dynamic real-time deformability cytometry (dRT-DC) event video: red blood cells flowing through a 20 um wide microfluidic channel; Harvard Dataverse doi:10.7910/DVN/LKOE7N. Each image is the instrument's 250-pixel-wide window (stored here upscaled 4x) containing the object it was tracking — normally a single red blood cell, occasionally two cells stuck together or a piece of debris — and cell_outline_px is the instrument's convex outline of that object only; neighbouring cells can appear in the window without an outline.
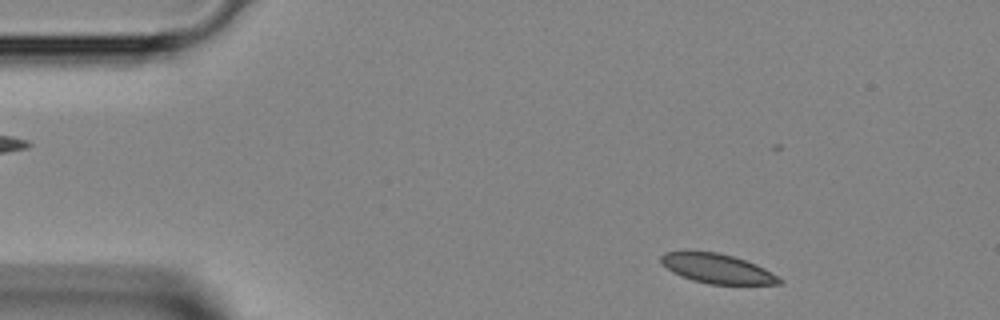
{"species": "Egyptian fruit bat (a non-hibernating species)", "species_latin": "Rousettus aegyptiacus", "temperature_condition": "room temperature", "stored_images_in_passage": 42, "camera_frame_rate_fps": 3000, "um_per_image_px": 0.085, "animal": {"sex": "female"}, "frame": {"image": 1, "passage_image": 3, "time_ms": 0.667, "image_size_px": [1000, 320], "cell_outline_px": [[784, 284], [708, 284], [692, 280], [680, 276], [672, 272], [660, 260], [660, 256], [664, 252], [716, 252], [732, 256], [756, 264], [764, 268], [784, 280]], "centroid_in_image_um": [60.99, 22.85], "position_along_channel_um": 24.0, "area_um2": 20.11}}
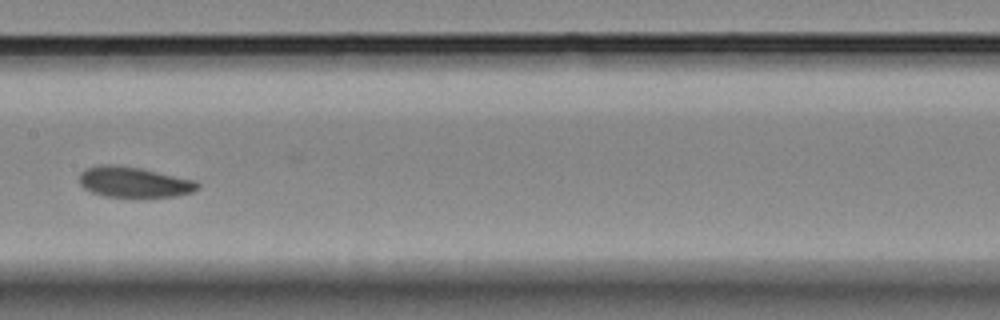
{"frame": {"image": 2, "passage_image": 19, "time_ms": 6.0, "image_size_px": [1000, 320], "cell_outline_px": [[200, 188], [192, 192], [176, 196], [140, 200], [104, 196], [92, 192], [84, 188], [80, 184], [80, 172], [84, 168], [100, 164], [120, 164], [140, 168], [196, 180], [200, 184]], "centroid_in_image_um": [11.4, 15.51], "position_along_channel_um": 196.0, "area_um2": 22.14}}
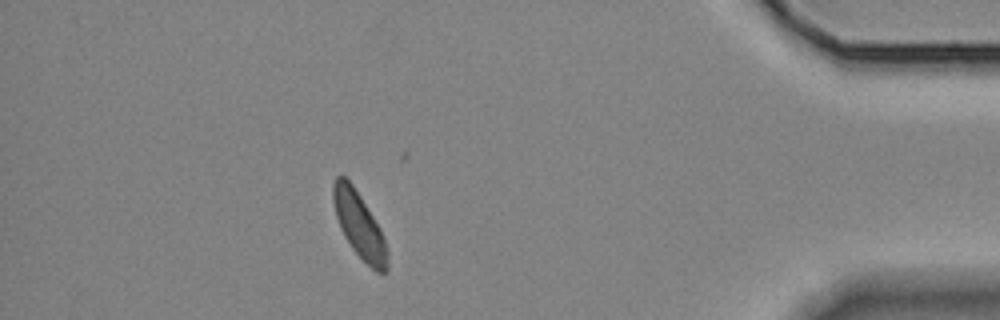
{"frame": {"image": 3, "passage_image": 36, "time_ms": 11.667, "image_size_px": [1000, 320], "cell_outline_px": [[388, 268], [384, 272], [376, 272], [352, 248], [344, 236], [340, 228], [336, 216], [332, 200], [332, 184], [336, 176], [344, 176], [352, 184], [360, 196], [380, 228], [388, 252]], "centroid_in_image_um": [30.52, 19.12], "position_along_channel_um": 404.7, "area_um2": 20.46}}